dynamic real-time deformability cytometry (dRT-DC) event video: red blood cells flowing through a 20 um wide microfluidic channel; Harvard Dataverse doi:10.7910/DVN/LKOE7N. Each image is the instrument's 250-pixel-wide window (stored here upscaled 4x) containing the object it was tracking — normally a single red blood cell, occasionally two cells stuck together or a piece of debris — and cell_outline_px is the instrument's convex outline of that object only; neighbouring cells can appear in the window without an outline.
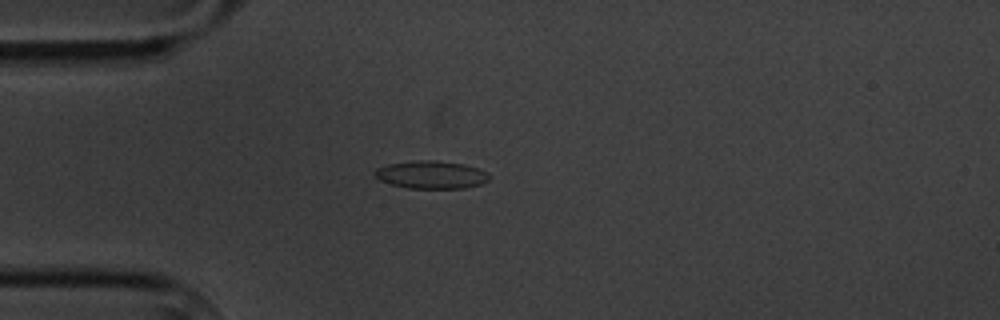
{"species": "common noctule bat (a hibernating species)", "species_latin": "Nyctalus noctula", "temperature_condition": "cold", "stored_images_in_passage": 8, "camera_frame_rate_fps": 3000, "um_per_image_px": 0.085, "animal": {"sex": "male", "body_mass_g": 20.1, "forearm_length_mm": 53.5}, "frame": {"image": 1, "passage_image": 4, "time_ms": 3.667, "image_size_px": [1000, 320], "cell_outline_px": [[488, 180], [480, 184], [464, 188], [408, 188], [392, 184], [380, 180], [372, 172], [376, 168], [388, 164], [412, 160], [436, 160], [464, 164], [488, 172]], "centroid_in_image_um": [36.62, 14.84], "position_along_channel_um": 48.4, "area_um2": 18.5}}
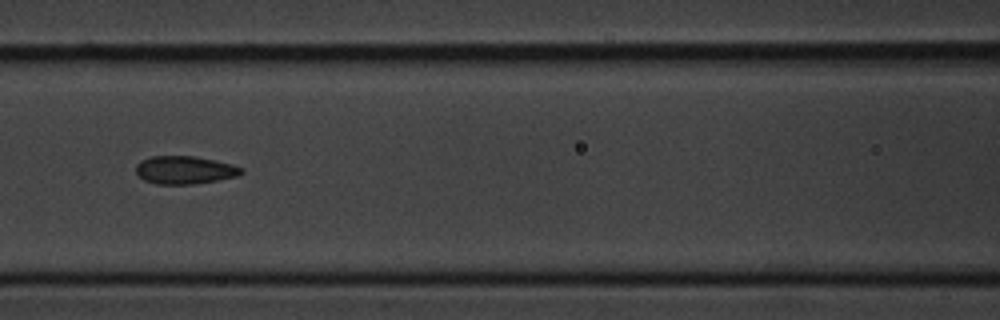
{"frame": {"image": 2, "passage_image": 7, "time_ms": 7.0, "image_size_px": [1000, 320], "cell_outline_px": [[244, 172], [236, 176], [216, 180], [192, 184], [156, 184], [144, 180], [136, 172], [136, 164], [140, 160], [152, 156], [196, 156], [216, 160], [232, 164], [244, 168]], "centroid_in_image_um": [15.7, 14.44], "position_along_channel_um": 150.9, "area_um2": 17.22}}
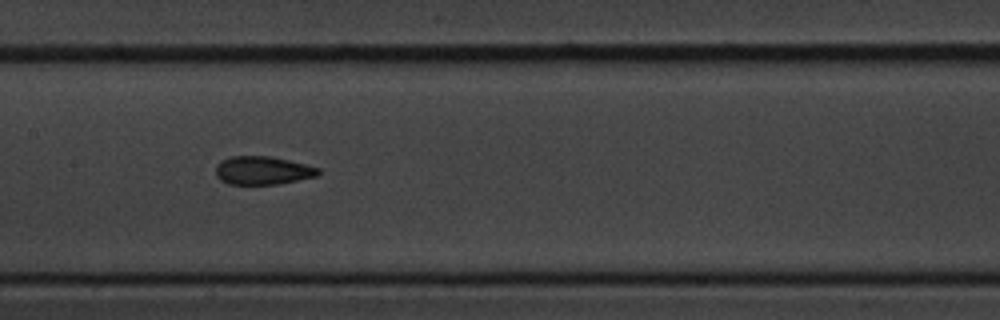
{"frame": {"image": 3, "passage_image": 8, "time_ms": 8.0, "image_size_px": [1000, 320], "cell_outline_px": [[320, 172], [316, 176], [276, 184], [228, 184], [220, 180], [216, 176], [216, 164], [232, 156], [268, 156], [288, 160], [320, 168]], "centroid_in_image_um": [22.3, 14.49], "position_along_channel_um": 185.1, "area_um2": 16.7}}